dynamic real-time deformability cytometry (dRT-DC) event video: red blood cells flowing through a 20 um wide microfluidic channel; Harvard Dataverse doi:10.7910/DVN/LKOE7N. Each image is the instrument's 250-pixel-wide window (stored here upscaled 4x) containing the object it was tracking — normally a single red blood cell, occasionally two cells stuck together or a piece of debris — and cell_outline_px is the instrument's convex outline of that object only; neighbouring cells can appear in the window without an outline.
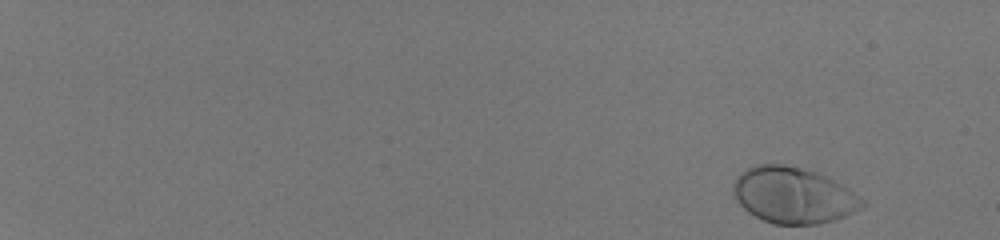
{"species": "human", "species_latin": "Homo sapiens", "temperature_condition": "room temperature", "stored_images_in_passage": 51, "camera_frame_rate_fps": 3000, "um_per_image_px": 0.085, "donor": {"sex": "male"}, "frame": {"image": 1, "passage_image": 1, "time_ms": 0.0, "image_size_px": [1000, 240], "cell_outline_px": [[864, 204], [860, 208], [844, 216], [820, 224], [772, 224], [748, 212], [736, 200], [732, 188], [732, 184], [740, 172], [756, 164], [784, 164], [812, 172], [824, 176], [848, 188], [864, 200]], "centroid_in_image_um": [67.38, 16.6], "position_along_channel_um": 17.6, "area_um2": 41.62}}
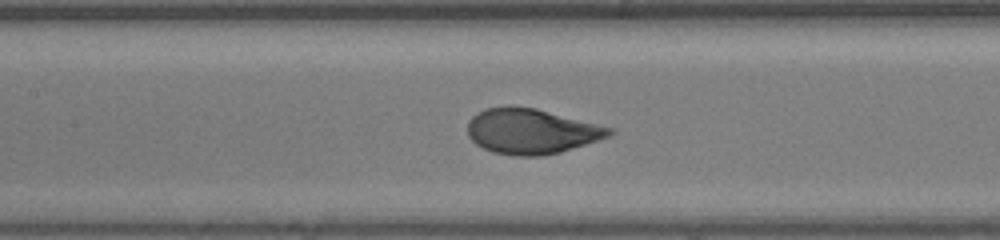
{"frame": {"image": 2, "passage_image": 28, "time_ms": 9.0, "image_size_px": [1000, 240], "cell_outline_px": [[616, 132], [608, 136], [560, 152], [540, 156], [512, 156], [492, 152], [476, 144], [468, 136], [468, 120], [476, 112], [484, 108], [536, 108], [612, 128]], "centroid_in_image_um": [45.13, 11.18], "position_along_channel_um": 162.3, "area_um2": 36.76}}
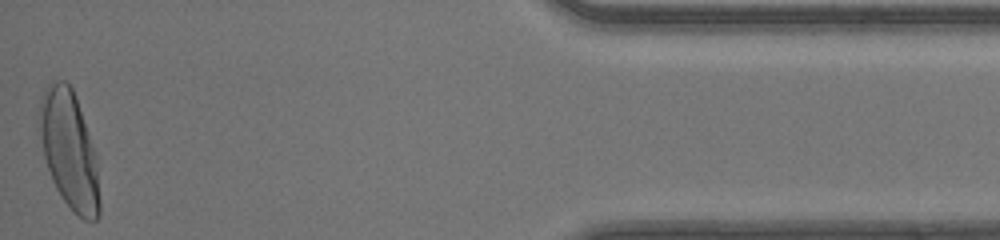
{"frame": {"image": 3, "passage_image": 51, "time_ms": 16.667, "image_size_px": [1000, 240], "cell_outline_px": [[100, 216], [96, 220], [84, 220], [64, 200], [56, 188], [52, 180], [44, 156], [40, 136], [40, 96], [48, 84], [52, 80], [64, 80], [72, 88], [76, 96], [96, 156], [100, 200]], "centroid_in_image_um": [5.89, 12.73], "position_along_channel_um": 429.3, "area_um2": 40.81}, "authors_computed_cell_mechanics": {"area_um2": 38.148, "velocity_mm_per_s": 4.1668, "shape_relaxation_time_tau1_ms": 2.5109, "shape_relaxation_time_tau2_ms": null, "deformation_change_tau1": 0.1548, "deformation_change_tau2": null}}